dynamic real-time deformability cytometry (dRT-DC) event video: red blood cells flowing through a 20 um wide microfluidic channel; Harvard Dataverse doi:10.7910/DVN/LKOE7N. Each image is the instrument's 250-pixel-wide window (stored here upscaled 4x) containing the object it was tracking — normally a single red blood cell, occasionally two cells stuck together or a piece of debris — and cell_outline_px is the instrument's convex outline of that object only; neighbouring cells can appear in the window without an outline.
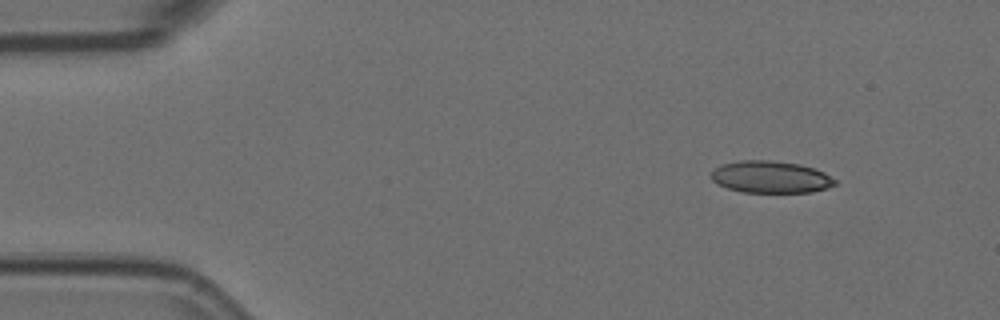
{"species": "Egyptian fruit bat (a non-hibernating species)", "species_latin": "Rousettus aegyptiacus", "temperature_condition": "room temperature", "stored_images_in_passage": 9, "camera_frame_rate_fps": 3000, "um_per_image_px": 0.085, "animal": {"sex": "female"}, "frame": {"image": 1, "passage_image": 1, "time_ms": 0.0, "image_size_px": [1000, 320], "cell_outline_px": [[836, 184], [828, 188], [812, 192], [744, 192], [728, 188], [716, 184], [712, 180], [712, 172], [720, 164], [740, 160], [772, 160], [800, 164], [824, 172], [836, 180]], "centroid_in_image_um": [65.51, 15.04], "position_along_channel_um": 19.5, "area_um2": 23.12}}
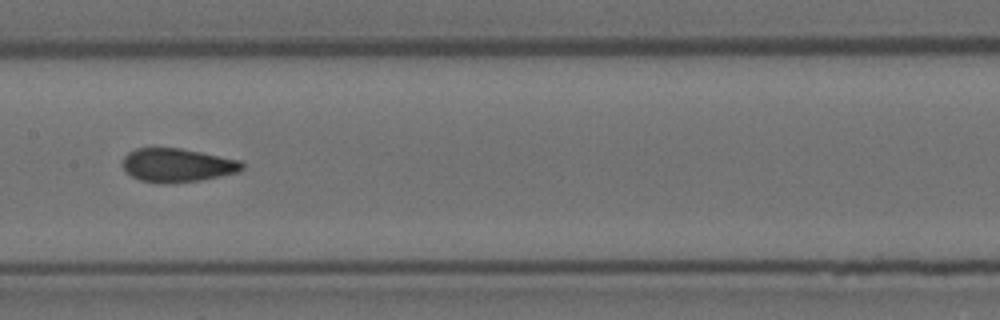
{"frame": {"image": 2, "passage_image": 7, "time_ms": 2.0, "image_size_px": [1000, 320], "cell_outline_px": [[244, 168], [240, 172], [200, 180], [172, 184], [160, 184], [140, 180], [132, 176], [120, 164], [124, 156], [128, 152], [136, 148], [180, 148], [240, 160], [244, 164]], "centroid_in_image_um": [15.06, 14.05], "position_along_channel_um": 192.3, "area_um2": 23.64}}
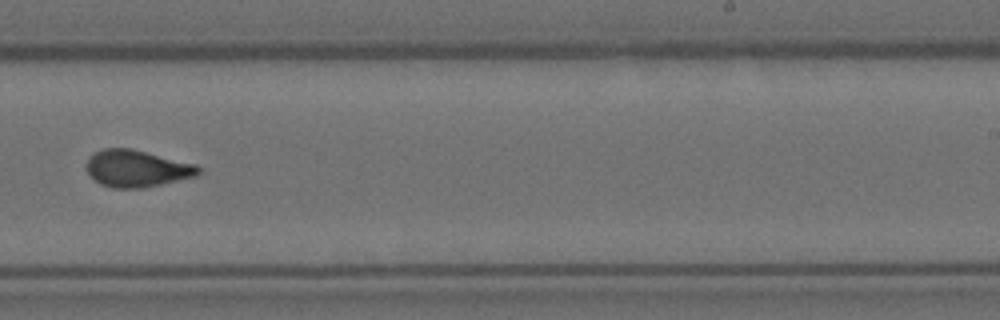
{"frame": {"image": 3, "passage_image": 9, "time_ms": 2.667, "image_size_px": [1000, 320], "cell_outline_px": [[200, 172], [196, 176], [160, 184], [140, 188], [112, 188], [100, 184], [88, 172], [88, 156], [104, 148], [132, 148], [196, 164], [200, 168]], "centroid_in_image_um": [11.64, 14.31], "position_along_channel_um": 277.4, "area_um2": 23.87}}